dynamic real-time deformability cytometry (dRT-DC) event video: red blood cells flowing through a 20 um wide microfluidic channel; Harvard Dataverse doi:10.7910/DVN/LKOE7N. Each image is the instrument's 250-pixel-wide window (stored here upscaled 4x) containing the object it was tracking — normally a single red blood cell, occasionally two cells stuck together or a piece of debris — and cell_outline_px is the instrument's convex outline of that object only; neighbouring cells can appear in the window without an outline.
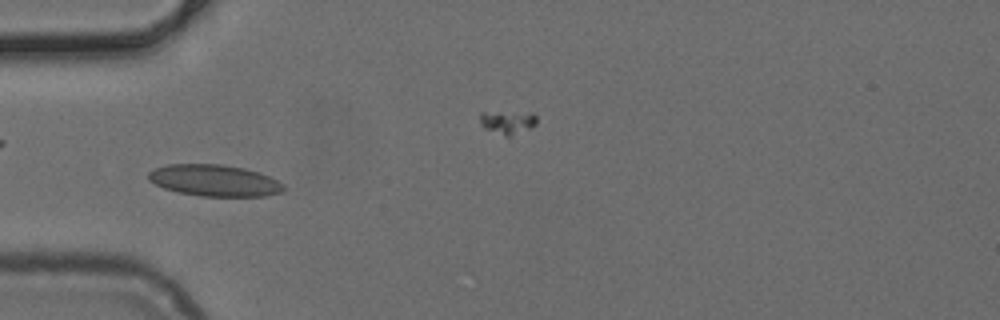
{"species": "common noctule bat (a hibernating species)", "species_latin": "Nyctalus noctula", "temperature_condition": "cold", "stored_images_in_passage": 52, "camera_frame_rate_fps": 3000, "um_per_image_px": 0.085, "animal": {"sex": "female", "body_mass_g": 24.6, "forearm_length_mm": 56.2}, "frame": {"image": 1, "passage_image": 16, "time_ms": 5.0, "image_size_px": [1000, 320], "cell_outline_px": [[284, 192], [264, 196], [200, 196], [176, 192], [164, 188], [148, 180], [148, 172], [156, 168], [168, 164], [220, 164], [244, 168], [260, 172], [284, 184]], "centroid_in_image_um": [18.23, 15.34], "position_along_channel_um": 66.8, "area_um2": 24.91}}